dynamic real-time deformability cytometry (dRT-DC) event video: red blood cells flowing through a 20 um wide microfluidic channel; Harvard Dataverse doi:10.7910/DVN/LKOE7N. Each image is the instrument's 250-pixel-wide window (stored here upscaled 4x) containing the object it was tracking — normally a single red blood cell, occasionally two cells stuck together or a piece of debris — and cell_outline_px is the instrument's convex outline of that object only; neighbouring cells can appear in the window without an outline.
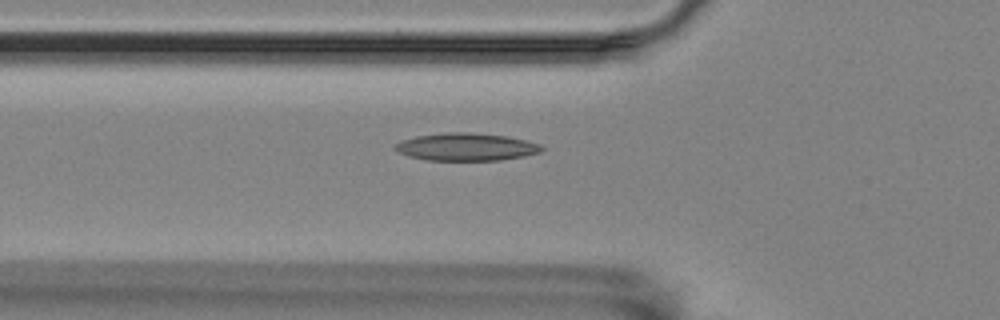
{"species": "Egyptian fruit bat (a non-hibernating species)", "species_latin": "Rousettus aegyptiacus", "temperature_condition": "room temperature", "stored_images_in_passage": 5, "camera_frame_rate_fps": 3000, "um_per_image_px": 0.085, "animal": {"sex": "female"}, "frame": {"image": 1, "passage_image": 5, "time_ms": 1.333, "image_size_px": [1000, 320], "cell_outline_px": [[544, 148], [540, 152], [524, 156], [500, 160], [428, 160], [408, 156], [392, 148], [392, 144], [400, 140], [416, 136], [448, 132], [472, 132], [508, 136], [540, 144]], "centroid_in_image_um": [39.59, 12.48], "position_along_channel_um": 86.2, "area_um2": 23.7}}